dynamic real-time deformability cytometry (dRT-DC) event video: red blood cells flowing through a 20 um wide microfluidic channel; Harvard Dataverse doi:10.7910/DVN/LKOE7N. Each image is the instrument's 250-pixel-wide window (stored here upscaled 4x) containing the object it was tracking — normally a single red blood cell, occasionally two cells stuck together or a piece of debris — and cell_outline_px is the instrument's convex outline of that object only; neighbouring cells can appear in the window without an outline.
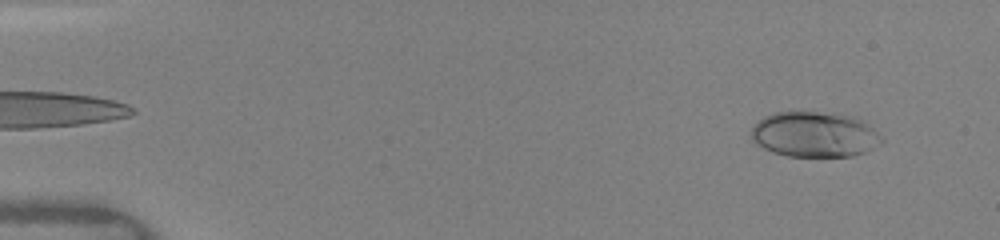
{"species": "human", "species_latin": "Homo sapiens", "temperature_condition": "warm", "stored_images_in_passage": 16, "camera_frame_rate_fps": 3000, "um_per_image_px": 0.085, "donor": {"sex": "female"}, "frame": {"image": 1, "passage_image": 2, "time_ms": 0.333, "image_size_px": [1000, 240], "cell_outline_px": [[884, 140], [880, 144], [864, 152], [852, 156], [788, 156], [772, 152], [756, 144], [752, 140], [752, 128], [764, 116], [772, 112], [816, 112], [856, 116], [872, 128]], "centroid_in_image_um": [69.22, 11.43], "position_along_channel_um": 15.8, "area_um2": 34.28}}
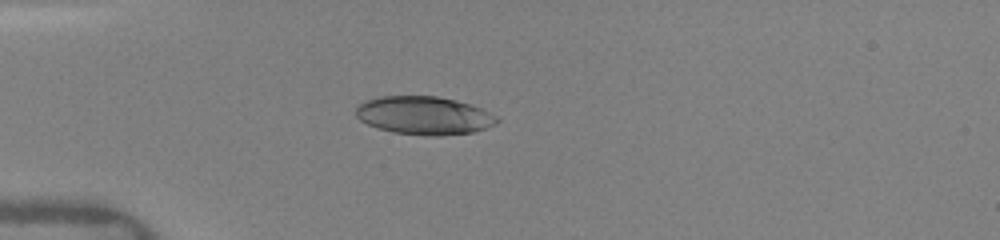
{"frame": {"image": 2, "passage_image": 12, "time_ms": 3.667, "image_size_px": [1000, 240], "cell_outline_px": [[500, 120], [496, 124], [472, 132], [440, 136], [428, 136], [392, 132], [368, 124], [360, 120], [356, 116], [356, 108], [364, 100], [380, 96], [436, 96], [456, 100], [472, 104], [496, 116]], "centroid_in_image_um": [36.04, 9.81], "position_along_channel_um": 49.0, "area_um2": 31.39}}
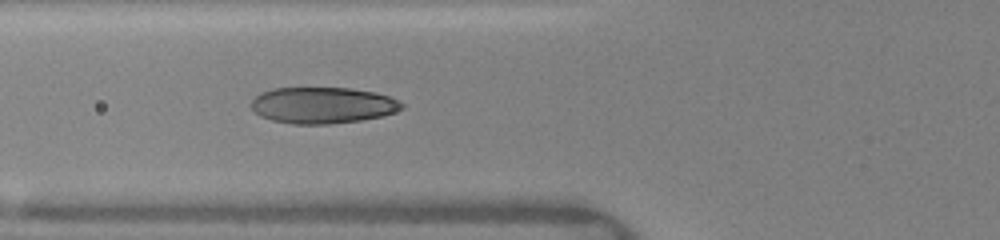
{"frame": {"image": 3, "passage_image": 16, "time_ms": 5.333, "image_size_px": [1000, 240], "cell_outline_px": [[404, 108], [380, 116], [360, 120], [328, 124], [292, 124], [272, 120], [260, 116], [252, 108], [252, 100], [260, 92], [276, 88], [352, 88], [376, 92], [400, 100], [404, 104]], "centroid_in_image_um": [27.43, 8.94], "position_along_channel_um": 98.4, "area_um2": 31.79}}